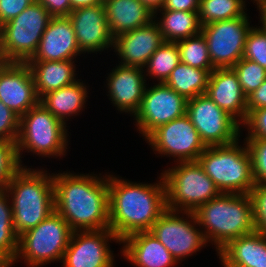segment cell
I'll list each match as a JSON object with an SVG mask.
<instances>
[{"label":"cell","instance_id":"cell-5","mask_svg":"<svg viewBox=\"0 0 266 267\" xmlns=\"http://www.w3.org/2000/svg\"><path fill=\"white\" fill-rule=\"evenodd\" d=\"M239 140L208 146L197 160L224 194H249L255 186L250 153L246 143L241 146Z\"/></svg>","mask_w":266,"mask_h":267},{"label":"cell","instance_id":"cell-9","mask_svg":"<svg viewBox=\"0 0 266 267\" xmlns=\"http://www.w3.org/2000/svg\"><path fill=\"white\" fill-rule=\"evenodd\" d=\"M72 232L68 223L54 211L36 227L19 236L17 255L9 267L19 259H24L28 267L61 262Z\"/></svg>","mask_w":266,"mask_h":267},{"label":"cell","instance_id":"cell-28","mask_svg":"<svg viewBox=\"0 0 266 267\" xmlns=\"http://www.w3.org/2000/svg\"><path fill=\"white\" fill-rule=\"evenodd\" d=\"M210 77L208 70L195 68L180 62L171 72L165 84L186 100L206 93Z\"/></svg>","mask_w":266,"mask_h":267},{"label":"cell","instance_id":"cell-48","mask_svg":"<svg viewBox=\"0 0 266 267\" xmlns=\"http://www.w3.org/2000/svg\"><path fill=\"white\" fill-rule=\"evenodd\" d=\"M254 1L253 4L256 2L257 5V10L261 9V8H266V0H252Z\"/></svg>","mask_w":266,"mask_h":267},{"label":"cell","instance_id":"cell-46","mask_svg":"<svg viewBox=\"0 0 266 267\" xmlns=\"http://www.w3.org/2000/svg\"><path fill=\"white\" fill-rule=\"evenodd\" d=\"M216 252L218 253L217 256H219L221 265H223L224 267H245L237 263L230 262L220 251H216Z\"/></svg>","mask_w":266,"mask_h":267},{"label":"cell","instance_id":"cell-6","mask_svg":"<svg viewBox=\"0 0 266 267\" xmlns=\"http://www.w3.org/2000/svg\"><path fill=\"white\" fill-rule=\"evenodd\" d=\"M54 117L41 103L32 107L20 117L19 133L16 140L18 157L22 164V152L39 157H62L67 153L68 126Z\"/></svg>","mask_w":266,"mask_h":267},{"label":"cell","instance_id":"cell-1","mask_svg":"<svg viewBox=\"0 0 266 267\" xmlns=\"http://www.w3.org/2000/svg\"><path fill=\"white\" fill-rule=\"evenodd\" d=\"M53 173L55 211L72 231L109 228L108 175Z\"/></svg>","mask_w":266,"mask_h":267},{"label":"cell","instance_id":"cell-24","mask_svg":"<svg viewBox=\"0 0 266 267\" xmlns=\"http://www.w3.org/2000/svg\"><path fill=\"white\" fill-rule=\"evenodd\" d=\"M76 60L27 61L39 99L48 92L58 90L77 81Z\"/></svg>","mask_w":266,"mask_h":267},{"label":"cell","instance_id":"cell-32","mask_svg":"<svg viewBox=\"0 0 266 267\" xmlns=\"http://www.w3.org/2000/svg\"><path fill=\"white\" fill-rule=\"evenodd\" d=\"M176 43L180 53V62L208 70L210 73L215 69L211 63L207 41L202 33L179 40Z\"/></svg>","mask_w":266,"mask_h":267},{"label":"cell","instance_id":"cell-26","mask_svg":"<svg viewBox=\"0 0 266 267\" xmlns=\"http://www.w3.org/2000/svg\"><path fill=\"white\" fill-rule=\"evenodd\" d=\"M219 251L232 263L266 267V236L256 231L230 240Z\"/></svg>","mask_w":266,"mask_h":267},{"label":"cell","instance_id":"cell-30","mask_svg":"<svg viewBox=\"0 0 266 267\" xmlns=\"http://www.w3.org/2000/svg\"><path fill=\"white\" fill-rule=\"evenodd\" d=\"M245 3L246 0H200L198 11L200 24L204 26L208 23L247 16Z\"/></svg>","mask_w":266,"mask_h":267},{"label":"cell","instance_id":"cell-8","mask_svg":"<svg viewBox=\"0 0 266 267\" xmlns=\"http://www.w3.org/2000/svg\"><path fill=\"white\" fill-rule=\"evenodd\" d=\"M52 16L37 1L0 27V62L26 63L38 48Z\"/></svg>","mask_w":266,"mask_h":267},{"label":"cell","instance_id":"cell-25","mask_svg":"<svg viewBox=\"0 0 266 267\" xmlns=\"http://www.w3.org/2000/svg\"><path fill=\"white\" fill-rule=\"evenodd\" d=\"M80 81L81 79H78L71 85L48 92L39 99V103L54 117L67 124L66 121L70 117L79 115L86 106L88 86Z\"/></svg>","mask_w":266,"mask_h":267},{"label":"cell","instance_id":"cell-27","mask_svg":"<svg viewBox=\"0 0 266 267\" xmlns=\"http://www.w3.org/2000/svg\"><path fill=\"white\" fill-rule=\"evenodd\" d=\"M158 13H161V18L157 17ZM154 21L165 42H177L201 33L198 12L158 10L154 13Z\"/></svg>","mask_w":266,"mask_h":267},{"label":"cell","instance_id":"cell-12","mask_svg":"<svg viewBox=\"0 0 266 267\" xmlns=\"http://www.w3.org/2000/svg\"><path fill=\"white\" fill-rule=\"evenodd\" d=\"M248 16L208 23L201 27L214 68H232L242 59L251 27Z\"/></svg>","mask_w":266,"mask_h":267},{"label":"cell","instance_id":"cell-33","mask_svg":"<svg viewBox=\"0 0 266 267\" xmlns=\"http://www.w3.org/2000/svg\"><path fill=\"white\" fill-rule=\"evenodd\" d=\"M232 69L246 96L256 90L266 79V69L254 61L242 58Z\"/></svg>","mask_w":266,"mask_h":267},{"label":"cell","instance_id":"cell-31","mask_svg":"<svg viewBox=\"0 0 266 267\" xmlns=\"http://www.w3.org/2000/svg\"><path fill=\"white\" fill-rule=\"evenodd\" d=\"M180 63V53L176 42H164L147 61L144 69L146 76L165 83L172 70ZM147 72V74H146Z\"/></svg>","mask_w":266,"mask_h":267},{"label":"cell","instance_id":"cell-11","mask_svg":"<svg viewBox=\"0 0 266 267\" xmlns=\"http://www.w3.org/2000/svg\"><path fill=\"white\" fill-rule=\"evenodd\" d=\"M186 115L206 147L228 145L241 136L240 124L206 94L187 100Z\"/></svg>","mask_w":266,"mask_h":267},{"label":"cell","instance_id":"cell-36","mask_svg":"<svg viewBox=\"0 0 266 267\" xmlns=\"http://www.w3.org/2000/svg\"><path fill=\"white\" fill-rule=\"evenodd\" d=\"M251 156L255 184H266V139H244Z\"/></svg>","mask_w":266,"mask_h":267},{"label":"cell","instance_id":"cell-29","mask_svg":"<svg viewBox=\"0 0 266 267\" xmlns=\"http://www.w3.org/2000/svg\"><path fill=\"white\" fill-rule=\"evenodd\" d=\"M10 198L6 190H0V266L9 267L18 250V235L13 228Z\"/></svg>","mask_w":266,"mask_h":267},{"label":"cell","instance_id":"cell-2","mask_svg":"<svg viewBox=\"0 0 266 267\" xmlns=\"http://www.w3.org/2000/svg\"><path fill=\"white\" fill-rule=\"evenodd\" d=\"M160 174L158 183L149 184L109 173V229L120 241L133 233L150 231L166 211V186Z\"/></svg>","mask_w":266,"mask_h":267},{"label":"cell","instance_id":"cell-39","mask_svg":"<svg viewBox=\"0 0 266 267\" xmlns=\"http://www.w3.org/2000/svg\"><path fill=\"white\" fill-rule=\"evenodd\" d=\"M242 126L248 131L245 139H266V107L252 110Z\"/></svg>","mask_w":266,"mask_h":267},{"label":"cell","instance_id":"cell-41","mask_svg":"<svg viewBox=\"0 0 266 267\" xmlns=\"http://www.w3.org/2000/svg\"><path fill=\"white\" fill-rule=\"evenodd\" d=\"M52 17L69 16L72 11L70 0H36Z\"/></svg>","mask_w":266,"mask_h":267},{"label":"cell","instance_id":"cell-7","mask_svg":"<svg viewBox=\"0 0 266 267\" xmlns=\"http://www.w3.org/2000/svg\"><path fill=\"white\" fill-rule=\"evenodd\" d=\"M162 171L166 186L167 209L195 212L221 192L198 161L176 162Z\"/></svg>","mask_w":266,"mask_h":267},{"label":"cell","instance_id":"cell-18","mask_svg":"<svg viewBox=\"0 0 266 267\" xmlns=\"http://www.w3.org/2000/svg\"><path fill=\"white\" fill-rule=\"evenodd\" d=\"M106 77L107 96L118 110L134 114L139 110L146 89L144 68L117 64Z\"/></svg>","mask_w":266,"mask_h":267},{"label":"cell","instance_id":"cell-13","mask_svg":"<svg viewBox=\"0 0 266 267\" xmlns=\"http://www.w3.org/2000/svg\"><path fill=\"white\" fill-rule=\"evenodd\" d=\"M145 140L153 151L173 157L174 162L197 161L206 148L186 114L159 126Z\"/></svg>","mask_w":266,"mask_h":267},{"label":"cell","instance_id":"cell-42","mask_svg":"<svg viewBox=\"0 0 266 267\" xmlns=\"http://www.w3.org/2000/svg\"><path fill=\"white\" fill-rule=\"evenodd\" d=\"M266 107V79L252 93L247 96V115L256 109Z\"/></svg>","mask_w":266,"mask_h":267},{"label":"cell","instance_id":"cell-37","mask_svg":"<svg viewBox=\"0 0 266 267\" xmlns=\"http://www.w3.org/2000/svg\"><path fill=\"white\" fill-rule=\"evenodd\" d=\"M249 195L252 201L255 231L266 236V184H255Z\"/></svg>","mask_w":266,"mask_h":267},{"label":"cell","instance_id":"cell-16","mask_svg":"<svg viewBox=\"0 0 266 267\" xmlns=\"http://www.w3.org/2000/svg\"><path fill=\"white\" fill-rule=\"evenodd\" d=\"M0 101L19 117L39 103L26 63L0 62Z\"/></svg>","mask_w":266,"mask_h":267},{"label":"cell","instance_id":"cell-38","mask_svg":"<svg viewBox=\"0 0 266 267\" xmlns=\"http://www.w3.org/2000/svg\"><path fill=\"white\" fill-rule=\"evenodd\" d=\"M20 117L0 101V141L16 142Z\"/></svg>","mask_w":266,"mask_h":267},{"label":"cell","instance_id":"cell-22","mask_svg":"<svg viewBox=\"0 0 266 267\" xmlns=\"http://www.w3.org/2000/svg\"><path fill=\"white\" fill-rule=\"evenodd\" d=\"M121 253L136 267H175L178 262L150 232H136L125 237Z\"/></svg>","mask_w":266,"mask_h":267},{"label":"cell","instance_id":"cell-43","mask_svg":"<svg viewBox=\"0 0 266 267\" xmlns=\"http://www.w3.org/2000/svg\"><path fill=\"white\" fill-rule=\"evenodd\" d=\"M200 0H165L160 10L198 12Z\"/></svg>","mask_w":266,"mask_h":267},{"label":"cell","instance_id":"cell-47","mask_svg":"<svg viewBox=\"0 0 266 267\" xmlns=\"http://www.w3.org/2000/svg\"><path fill=\"white\" fill-rule=\"evenodd\" d=\"M260 16V25L263 27V29L266 31V8L259 9V15Z\"/></svg>","mask_w":266,"mask_h":267},{"label":"cell","instance_id":"cell-44","mask_svg":"<svg viewBox=\"0 0 266 267\" xmlns=\"http://www.w3.org/2000/svg\"><path fill=\"white\" fill-rule=\"evenodd\" d=\"M139 1L153 13L160 10L165 2V0H139Z\"/></svg>","mask_w":266,"mask_h":267},{"label":"cell","instance_id":"cell-34","mask_svg":"<svg viewBox=\"0 0 266 267\" xmlns=\"http://www.w3.org/2000/svg\"><path fill=\"white\" fill-rule=\"evenodd\" d=\"M16 142L0 141V190H5L12 177L22 168Z\"/></svg>","mask_w":266,"mask_h":267},{"label":"cell","instance_id":"cell-19","mask_svg":"<svg viewBox=\"0 0 266 267\" xmlns=\"http://www.w3.org/2000/svg\"><path fill=\"white\" fill-rule=\"evenodd\" d=\"M165 42L156 21L114 38L113 49L121 65L144 68L152 54Z\"/></svg>","mask_w":266,"mask_h":267},{"label":"cell","instance_id":"cell-15","mask_svg":"<svg viewBox=\"0 0 266 267\" xmlns=\"http://www.w3.org/2000/svg\"><path fill=\"white\" fill-rule=\"evenodd\" d=\"M109 240L121 245L109 228L73 231L61 261L63 267H114V251Z\"/></svg>","mask_w":266,"mask_h":267},{"label":"cell","instance_id":"cell-10","mask_svg":"<svg viewBox=\"0 0 266 267\" xmlns=\"http://www.w3.org/2000/svg\"><path fill=\"white\" fill-rule=\"evenodd\" d=\"M181 213L182 215L180 216ZM198 225L194 212L166 209L157 221L153 223L150 232L180 263V261L182 262L185 258L192 256L193 253H197L207 244Z\"/></svg>","mask_w":266,"mask_h":267},{"label":"cell","instance_id":"cell-17","mask_svg":"<svg viewBox=\"0 0 266 267\" xmlns=\"http://www.w3.org/2000/svg\"><path fill=\"white\" fill-rule=\"evenodd\" d=\"M72 22L81 53H95L113 48L114 37L108 26L103 4L84 6L71 11Z\"/></svg>","mask_w":266,"mask_h":267},{"label":"cell","instance_id":"cell-14","mask_svg":"<svg viewBox=\"0 0 266 267\" xmlns=\"http://www.w3.org/2000/svg\"><path fill=\"white\" fill-rule=\"evenodd\" d=\"M146 87L139 110L134 114L135 126L146 139L155 129L186 114L187 100L165 83Z\"/></svg>","mask_w":266,"mask_h":267},{"label":"cell","instance_id":"cell-20","mask_svg":"<svg viewBox=\"0 0 266 267\" xmlns=\"http://www.w3.org/2000/svg\"><path fill=\"white\" fill-rule=\"evenodd\" d=\"M82 53L68 16L52 17L34 56L28 61L76 60Z\"/></svg>","mask_w":266,"mask_h":267},{"label":"cell","instance_id":"cell-3","mask_svg":"<svg viewBox=\"0 0 266 267\" xmlns=\"http://www.w3.org/2000/svg\"><path fill=\"white\" fill-rule=\"evenodd\" d=\"M42 169L23 166L5 189L11 198L13 228L18 237L55 211L53 173Z\"/></svg>","mask_w":266,"mask_h":267},{"label":"cell","instance_id":"cell-21","mask_svg":"<svg viewBox=\"0 0 266 267\" xmlns=\"http://www.w3.org/2000/svg\"><path fill=\"white\" fill-rule=\"evenodd\" d=\"M205 94L241 126L246 121L247 96L232 68H215L210 73Z\"/></svg>","mask_w":266,"mask_h":267},{"label":"cell","instance_id":"cell-4","mask_svg":"<svg viewBox=\"0 0 266 267\" xmlns=\"http://www.w3.org/2000/svg\"><path fill=\"white\" fill-rule=\"evenodd\" d=\"M194 214L207 244H214L216 251L232 239L255 232L249 194L221 193L200 206Z\"/></svg>","mask_w":266,"mask_h":267},{"label":"cell","instance_id":"cell-23","mask_svg":"<svg viewBox=\"0 0 266 267\" xmlns=\"http://www.w3.org/2000/svg\"><path fill=\"white\" fill-rule=\"evenodd\" d=\"M103 7L114 38L154 20V13L139 0H105Z\"/></svg>","mask_w":266,"mask_h":267},{"label":"cell","instance_id":"cell-35","mask_svg":"<svg viewBox=\"0 0 266 267\" xmlns=\"http://www.w3.org/2000/svg\"><path fill=\"white\" fill-rule=\"evenodd\" d=\"M242 58L254 61L266 69V31L262 26L251 27Z\"/></svg>","mask_w":266,"mask_h":267},{"label":"cell","instance_id":"cell-45","mask_svg":"<svg viewBox=\"0 0 266 267\" xmlns=\"http://www.w3.org/2000/svg\"><path fill=\"white\" fill-rule=\"evenodd\" d=\"M72 10L81 8L84 6H92L96 4H103L104 0H70Z\"/></svg>","mask_w":266,"mask_h":267},{"label":"cell","instance_id":"cell-40","mask_svg":"<svg viewBox=\"0 0 266 267\" xmlns=\"http://www.w3.org/2000/svg\"><path fill=\"white\" fill-rule=\"evenodd\" d=\"M36 0H0V27L18 16Z\"/></svg>","mask_w":266,"mask_h":267}]
</instances>
